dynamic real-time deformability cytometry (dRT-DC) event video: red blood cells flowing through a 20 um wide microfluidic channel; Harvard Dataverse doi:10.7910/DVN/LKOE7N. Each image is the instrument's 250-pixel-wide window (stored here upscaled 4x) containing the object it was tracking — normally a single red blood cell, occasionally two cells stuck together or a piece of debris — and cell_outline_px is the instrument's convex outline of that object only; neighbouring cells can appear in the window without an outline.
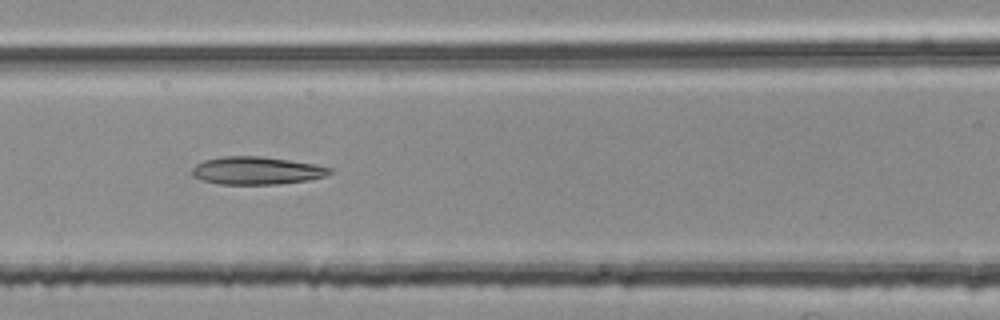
{"species": "common noctule bat (a hibernating species)", "species_latin": "Nyctalus noctula", "temperature_condition": "room temperature", "stored_images_in_passage": 47, "camera_frame_rate_fps": 3000, "um_per_image_px": 0.085, "animal": {"sex": "female", "body_mass_g": 25.1}, "frame": {"image": 1, "passage_image": 22, "time_ms": 7.0, "image_size_px": [1000, 320], "cell_outline_px": [[332, 172], [324, 176], [308, 180], [280, 184], [216, 184], [192, 176], [192, 168], [196, 164], [204, 160], [220, 156], [260, 156], [316, 164], [332, 168]], "centroid_in_image_um": [21.8, 14.5], "position_along_channel_um": 144.8, "area_um2": 22.31}}
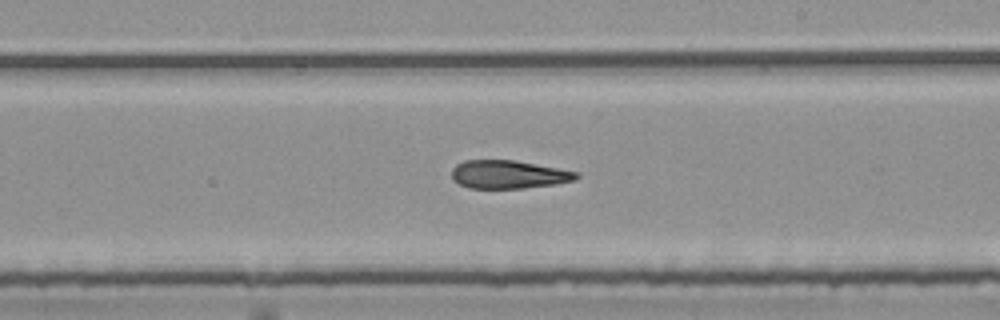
{"frame": {"image": 2, "passage_image": 30, "time_ms": 9.667, "image_size_px": [1000, 320], "cell_outline_px": [[580, 176], [576, 180], [556, 184], [524, 188], [468, 188], [452, 180], [452, 168], [456, 164], [464, 160], [516, 160], [580, 172]], "centroid_in_image_um": [43.25, 14.82], "position_along_channel_um": 245.8, "area_um2": 20.75}}
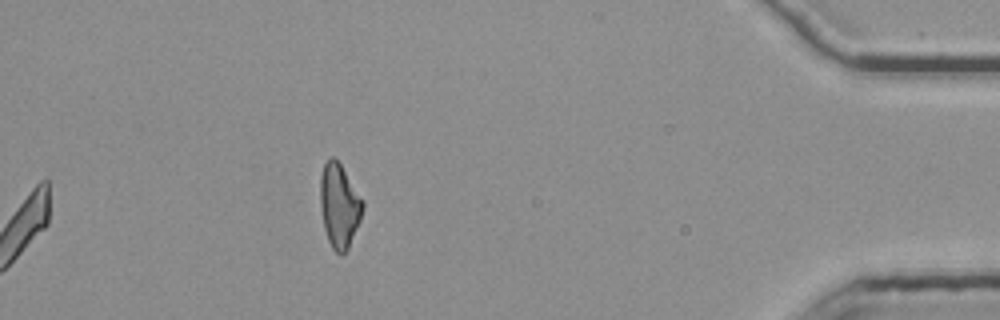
{"frame": {"image": 3, "passage_image": 47, "time_ms": 15.333, "image_size_px": [1000, 320], "cell_outline_px": [[364, 208], [360, 220], [348, 248], [340, 256], [332, 248], [328, 240], [324, 228], [320, 204], [320, 176], [324, 164], [332, 156], [340, 164], [364, 200]], "centroid_in_image_um": [28.84, 17.49], "position_along_channel_um": 406.4, "area_um2": 20.69}, "authors_computed_cell_mechanics": {"area_um2": 22.1374, "velocity_mm_per_s": 3.8003, "shape_relaxation_time_tau1_ms": null, "shape_relaxation_time_tau2_ms": 6.5506, "deformation_change_tau1": null, "deformation_change_tau2": 0.1862}}